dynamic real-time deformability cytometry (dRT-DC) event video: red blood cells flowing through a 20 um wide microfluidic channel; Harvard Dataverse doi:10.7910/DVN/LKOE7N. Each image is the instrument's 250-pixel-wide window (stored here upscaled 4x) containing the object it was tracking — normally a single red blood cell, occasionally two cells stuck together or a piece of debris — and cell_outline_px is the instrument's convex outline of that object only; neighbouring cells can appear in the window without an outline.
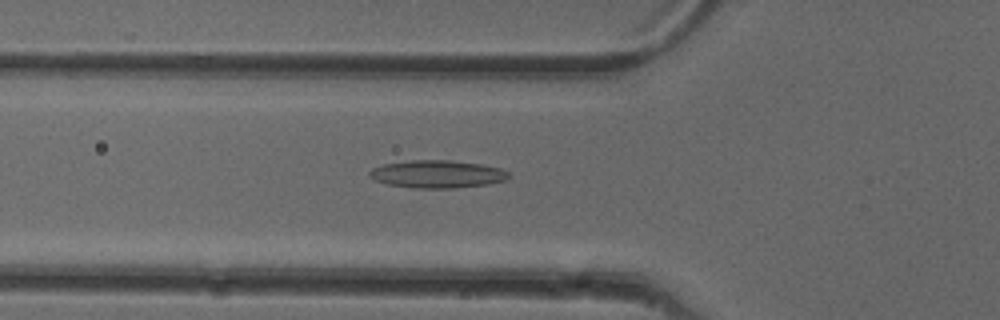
{"species": "common noctule bat (a hibernating species)", "species_latin": "Nyctalus noctula", "temperature_condition": "cold", "stored_images_in_passage": 45, "camera_frame_rate_fps": 3000, "um_per_image_px": 0.085, "animal": {"sex": "female"}, "frame": {"image": 1, "passage_image": 12, "time_ms": 3.667, "image_size_px": [1000, 320], "cell_outline_px": [[512, 176], [504, 180], [488, 184], [456, 188], [412, 188], [388, 184], [376, 180], [368, 176], [368, 172], [372, 168], [384, 164], [412, 160], [448, 160], [480, 164], [500, 168], [508, 172]], "centroid_in_image_um": [37.16, 14.8], "position_along_channel_um": 88.6, "area_um2": 22.43}}
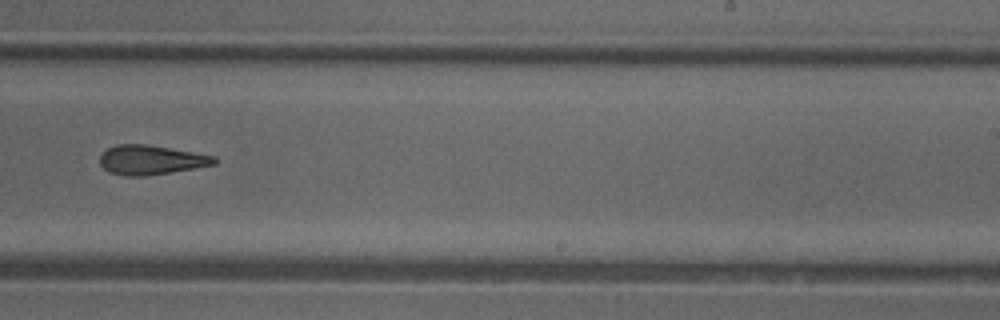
{"frame": {"image": 2, "passage_image": 26, "time_ms": 8.333, "image_size_px": [1000, 320], "cell_outline_px": [[220, 160], [216, 164], [196, 168], [144, 176], [124, 176], [108, 172], [100, 164], [100, 156], [108, 148], [116, 144], [144, 144], [216, 156]], "centroid_in_image_um": [12.85, 13.6], "position_along_channel_um": 276.2, "area_um2": 19.59}}
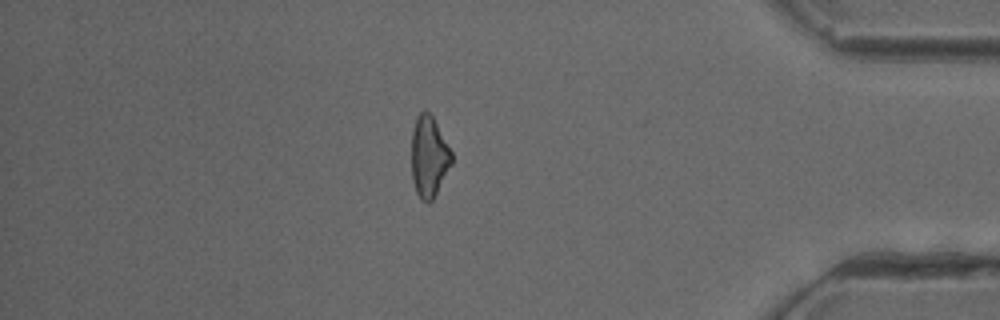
{"frame": {"image": 3, "passage_image": 38, "time_ms": 12.333, "image_size_px": [1000, 320], "cell_outline_px": [[452, 164], [432, 200], [428, 204], [420, 200], [416, 192], [412, 180], [412, 128], [416, 116], [424, 108], [432, 116], [452, 152]], "centroid_in_image_um": [36.44, 13.32], "position_along_channel_um": 398.8, "area_um2": 19.02}, "authors_computed_cell_mechanics": {"area_um2": 20.0566, "velocity_mm_per_s": 4.0035, "shape_relaxation_time_tau1_ms": null, "shape_relaxation_time_tau2_ms": 5.3893, "deformation_change_tau1": null, "deformation_change_tau2": 0.1786}}